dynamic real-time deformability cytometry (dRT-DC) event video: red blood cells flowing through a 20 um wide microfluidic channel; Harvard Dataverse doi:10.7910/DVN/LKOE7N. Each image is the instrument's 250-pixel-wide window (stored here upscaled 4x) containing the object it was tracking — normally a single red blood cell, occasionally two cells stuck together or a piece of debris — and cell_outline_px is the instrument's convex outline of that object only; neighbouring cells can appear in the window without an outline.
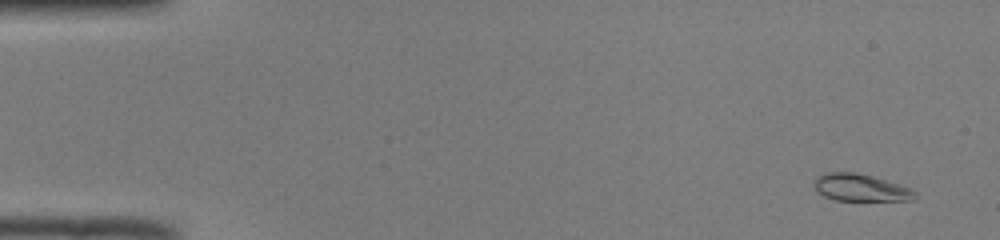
{"species": "common noctule bat (a hibernating species)", "species_latin": "Nyctalus noctula", "temperature_condition": "room temperature", "stored_images_in_passage": 51, "camera_frame_rate_fps": 3000, "um_per_image_px": 0.085, "animal": {"sex": "male", "body_mass_g": 19.0, "forearm_length_mm": 50.8}, "frame": {"image": 1, "passage_image": 3, "time_ms": 0.667, "image_size_px": [1000, 240], "cell_outline_px": [[916, 196], [912, 200], [836, 200], [824, 196], [816, 188], [816, 180], [824, 172], [856, 172], [872, 176], [900, 184], [912, 188], [916, 192]], "centroid_in_image_um": [73.21, 15.94], "position_along_channel_um": 11.8, "area_um2": 15.72}}
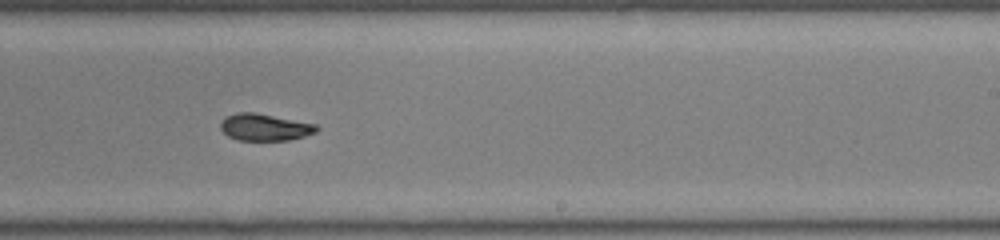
{"frame": {"image": 2, "passage_image": 32, "time_ms": 10.333, "image_size_px": [1000, 240], "cell_outline_px": [[320, 128], [316, 132], [304, 136], [288, 140], [236, 140], [228, 136], [220, 128], [220, 120], [224, 116], [236, 112], [252, 112], [316, 124]], "centroid_in_image_um": [22.46, 10.81], "position_along_channel_um": 266.5, "area_um2": 15.09}}
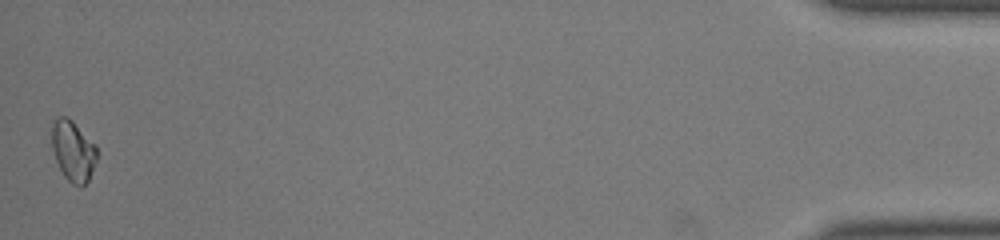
{"frame": {"image": 3, "passage_image": 51, "time_ms": 16.667, "image_size_px": [1000, 240], "cell_outline_px": [[96, 160], [88, 180], [80, 188], [72, 184], [64, 176], [56, 160], [52, 148], [52, 124], [60, 116], [68, 116], [96, 144]], "centroid_in_image_um": [6.22, 12.82], "position_along_channel_um": 429.0, "area_um2": 15.84}, "authors_computed_cell_mechanics": {"area_um2": 15.7794, "velocity_mm_per_s": 3.9946, "shape_relaxation_time_tau1_ms": 6.0077, "shape_relaxation_time_tau2_ms": 2.7038, "deformation_change_tau1": 0.164, "deformation_change_tau2": 0.0435}}